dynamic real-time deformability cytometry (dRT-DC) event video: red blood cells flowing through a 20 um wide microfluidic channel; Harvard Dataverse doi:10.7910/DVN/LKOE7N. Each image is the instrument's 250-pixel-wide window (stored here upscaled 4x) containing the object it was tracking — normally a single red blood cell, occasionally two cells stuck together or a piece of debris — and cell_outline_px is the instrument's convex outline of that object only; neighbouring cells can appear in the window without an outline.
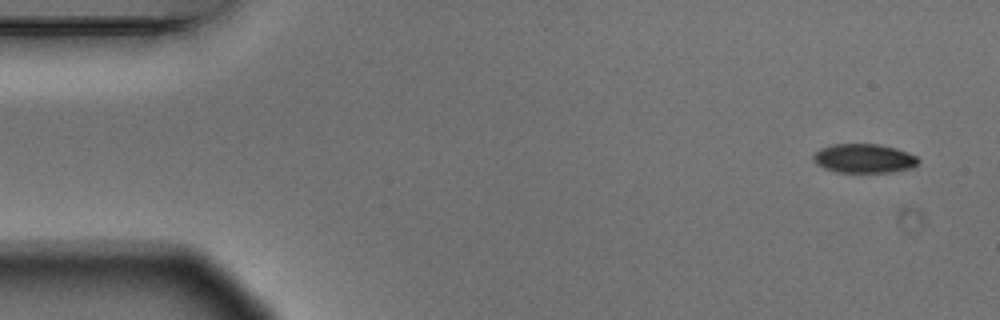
{"species": "Egyptian fruit bat (a non-hibernating species)", "species_latin": "Rousettus aegyptiacus", "temperature_condition": "warm", "stored_images_in_passage": 4, "camera_frame_rate_fps": 3000, "um_per_image_px": 0.085, "animal": {"sex": "male"}, "frame": {"image": 1, "passage_image": 1, "time_ms": 0.0, "image_size_px": [1000, 320], "cell_outline_px": [[920, 160], [912, 168], [888, 172], [836, 172], [824, 168], [816, 164], [812, 160], [812, 156], [820, 148], [832, 144], [880, 144], [896, 148], [916, 156]], "centroid_in_image_um": [73.4, 13.46], "position_along_channel_um": 11.6, "area_um2": 17.8}}
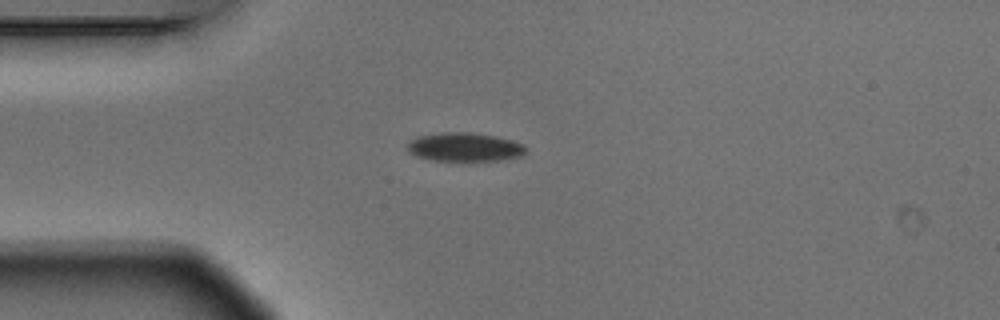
{"frame": {"image": 2, "passage_image": 4, "time_ms": 1.0, "image_size_px": [1000, 320], "cell_outline_px": [[524, 152], [520, 156], [500, 160], [432, 160], [416, 156], [408, 152], [408, 140], [416, 136], [444, 132], [472, 132], [496, 136], [512, 140], [524, 144]], "centroid_in_image_um": [39.44, 12.48], "position_along_channel_um": 45.6, "area_um2": 19.77}}